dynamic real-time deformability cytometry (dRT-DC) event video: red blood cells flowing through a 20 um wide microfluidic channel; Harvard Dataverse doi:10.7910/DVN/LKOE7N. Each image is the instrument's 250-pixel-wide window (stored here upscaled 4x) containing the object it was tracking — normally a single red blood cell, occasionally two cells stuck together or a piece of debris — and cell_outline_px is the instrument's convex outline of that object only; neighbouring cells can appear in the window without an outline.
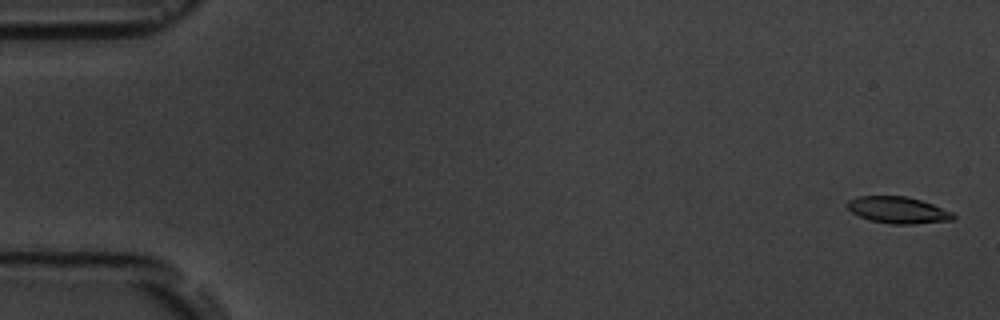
{"species": "common noctule bat (a hibernating species)", "species_latin": "Nyctalus noctula", "temperature_condition": "room temperature", "stored_images_in_passage": 5, "camera_frame_rate_fps": 3000, "um_per_image_px": 0.085, "animal": {"sex": "male", "body_mass_g": 19.5, "forearm_length_mm": 54.6}, "frame": {"image": 1, "passage_image": 1, "time_ms": 0.0, "image_size_px": [1000, 320], "cell_outline_px": [[956, 216], [952, 220], [912, 224], [892, 224], [872, 220], [860, 216], [852, 212], [844, 204], [848, 200], [856, 196], [904, 196], [920, 200], [932, 204], [952, 212]], "centroid_in_image_um": [76.3, 17.84], "position_along_channel_um": 8.7, "area_um2": 16.3}}
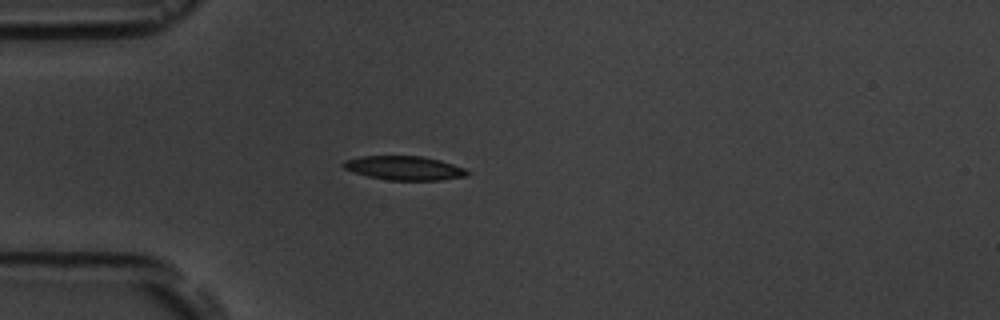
{"frame": {"image": 2, "passage_image": 5, "time_ms": 4.667, "image_size_px": [1000, 320], "cell_outline_px": [[472, 172], [464, 176], [440, 180], [388, 180], [368, 176], [344, 168], [344, 160], [360, 156], [420, 156], [440, 160], [464, 168]], "centroid_in_image_um": [34.39, 14.28], "position_along_channel_um": 50.6, "area_um2": 17.11}}